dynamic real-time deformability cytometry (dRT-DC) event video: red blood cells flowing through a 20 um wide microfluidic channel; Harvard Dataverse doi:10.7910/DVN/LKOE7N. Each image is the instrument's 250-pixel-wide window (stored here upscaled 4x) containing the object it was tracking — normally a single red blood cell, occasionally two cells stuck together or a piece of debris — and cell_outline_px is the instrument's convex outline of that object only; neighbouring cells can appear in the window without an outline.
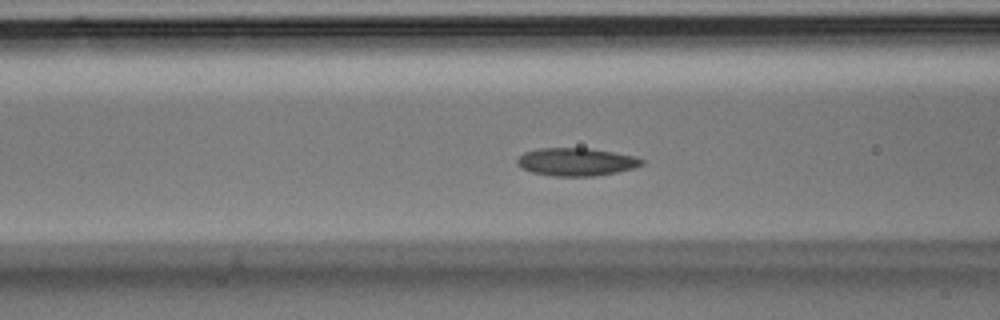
{"species": "Egyptian fruit bat (a non-hibernating species)", "species_latin": "Rousettus aegyptiacus", "temperature_condition": "room temperature", "stored_images_in_passage": 40, "camera_frame_rate_fps": 3000, "um_per_image_px": 0.085, "animal": {"sex": "male"}, "frame": {"image": 1, "passage_image": 11, "time_ms": 3.333, "image_size_px": [1000, 320], "cell_outline_px": [[644, 164], [636, 168], [616, 172], [592, 176], [552, 176], [532, 172], [516, 164], [516, 160], [524, 152], [540, 148], [588, 148], [636, 156], [644, 160]], "centroid_in_image_um": [49.0, 13.76], "position_along_channel_um": 117.6, "area_um2": 20.23}}
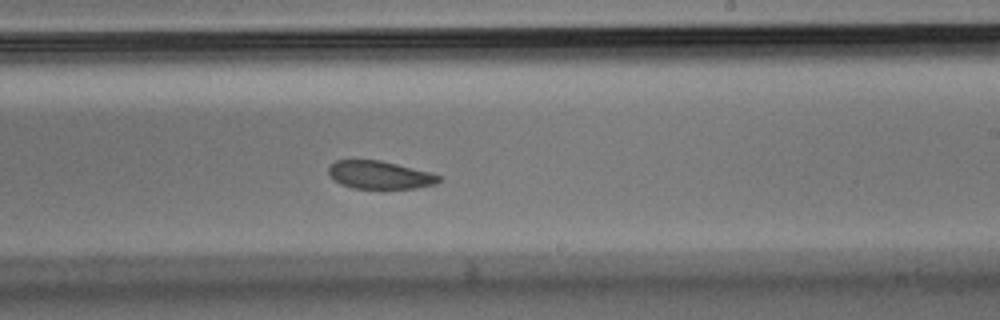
{"frame": {"image": 2, "passage_image": 21, "time_ms": 6.667, "image_size_px": [1000, 320], "cell_outline_px": [[444, 180], [436, 184], [416, 188], [352, 188], [340, 184], [328, 172], [328, 168], [336, 160], [380, 160], [432, 172], [440, 176]], "centroid_in_image_um": [32.34, 14.87], "position_along_channel_um": 256.7, "area_um2": 17.98}}
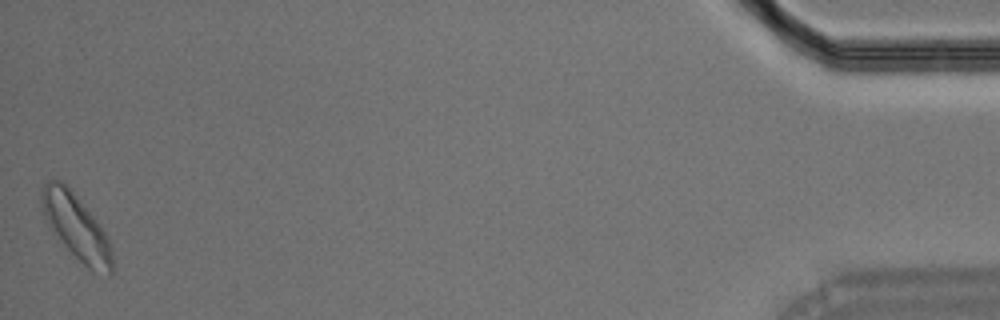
{"frame": {"image": 3, "passage_image": 40, "time_ms": 13.0, "image_size_px": [1000, 320], "cell_outline_px": [[112, 272], [108, 276], [92, 272], [48, 228], [40, 208], [40, 192], [44, 184], [48, 180], [60, 180], [72, 188], [96, 220], [104, 232], [108, 240], [112, 252]], "centroid_in_image_um": [6.44, 19.25], "position_along_channel_um": 428.8, "area_um2": 27.05}}